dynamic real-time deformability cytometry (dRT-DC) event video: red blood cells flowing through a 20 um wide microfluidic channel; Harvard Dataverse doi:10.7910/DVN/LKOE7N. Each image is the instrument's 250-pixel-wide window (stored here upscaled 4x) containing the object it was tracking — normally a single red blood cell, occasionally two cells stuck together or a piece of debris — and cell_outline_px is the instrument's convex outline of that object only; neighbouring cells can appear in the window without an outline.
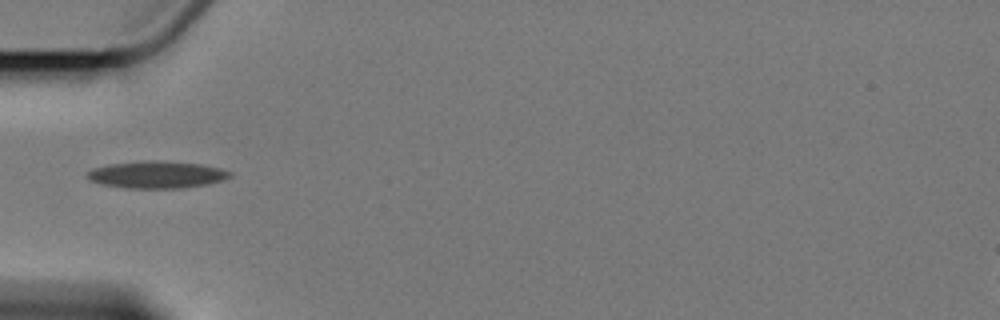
{"species": "Egyptian fruit bat (a non-hibernating species)", "species_latin": "Rousettus aegyptiacus", "temperature_condition": "cold", "stored_images_in_passage": 10, "camera_frame_rate_fps": 3000, "um_per_image_px": 0.085, "animal": {"sex": "female"}, "frame": {"image": 1, "passage_image": 6, "time_ms": 7.667, "image_size_px": [1000, 320], "cell_outline_px": [[232, 176], [224, 180], [208, 184], [180, 188], [128, 188], [100, 184], [88, 180], [88, 172], [92, 168], [108, 164], [144, 160], [156, 160], [200, 164], [220, 168], [232, 172]], "centroid_in_image_um": [13.32, 14.84], "position_along_channel_um": 71.7, "area_um2": 22.66}}
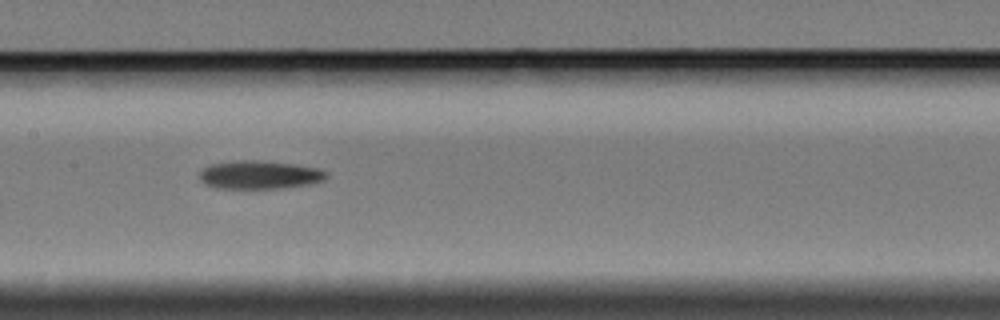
{"frame": {"image": 2, "passage_image": 9, "time_ms": 11.0, "image_size_px": [1000, 320], "cell_outline_px": [[328, 176], [324, 180], [308, 184], [280, 188], [216, 188], [204, 184], [200, 180], [200, 172], [204, 168], [212, 164], [232, 160], [256, 160], [292, 164], [320, 168], [328, 172]], "centroid_in_image_um": [22.06, 14.85], "position_along_channel_um": 185.3, "area_um2": 20.92}}
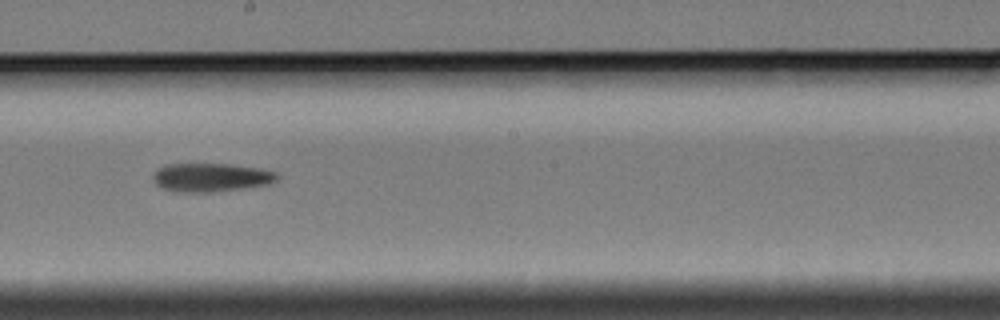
{"frame": {"image": 3, "passage_image": 10, "time_ms": 12.333, "image_size_px": [1000, 320], "cell_outline_px": [[280, 176], [276, 180], [268, 184], [244, 188], [208, 192], [188, 192], [164, 188], [156, 184], [152, 176], [156, 168], [164, 164], [232, 164], [260, 168], [276, 172]], "centroid_in_image_um": [17.95, 15.06], "position_along_channel_um": 230.3, "area_um2": 20.58}}